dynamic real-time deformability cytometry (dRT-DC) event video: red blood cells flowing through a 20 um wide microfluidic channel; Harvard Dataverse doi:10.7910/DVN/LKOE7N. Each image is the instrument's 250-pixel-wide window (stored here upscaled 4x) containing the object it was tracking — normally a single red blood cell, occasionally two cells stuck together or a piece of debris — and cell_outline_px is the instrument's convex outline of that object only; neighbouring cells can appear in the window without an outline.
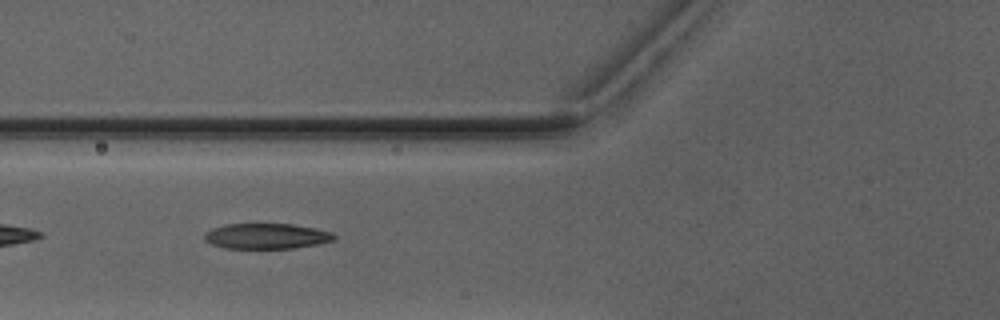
{"species": "Egyptian fruit bat (a non-hibernating species)", "species_latin": "Rousettus aegyptiacus", "temperature_condition": "warm", "stored_images_in_passage": 4, "camera_frame_rate_fps": 3000, "um_per_image_px": 0.085, "animal": {"sex": "male"}, "frame": {"image": 1, "passage_image": 2, "time_ms": 1.333, "image_size_px": [1000, 320], "cell_outline_px": [[336, 240], [316, 244], [292, 248], [224, 248], [212, 244], [204, 240], [204, 232], [212, 228], [224, 224], [292, 224], [316, 228], [332, 232], [336, 236]], "centroid_in_image_um": [22.64, 20.06], "position_along_channel_um": 103.2, "area_um2": 19.31}}
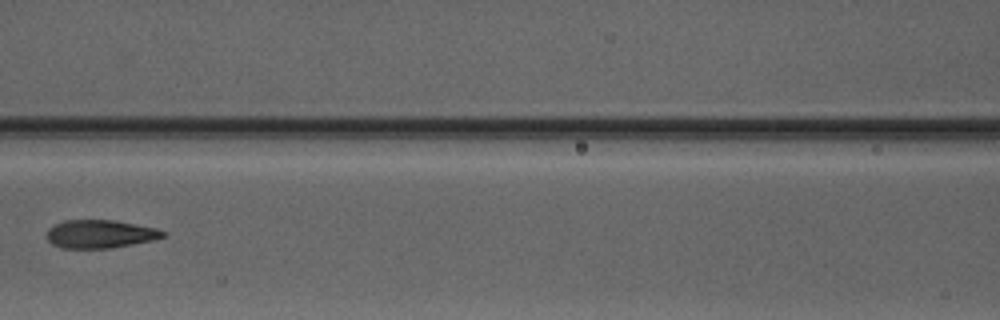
{"frame": {"image": 2, "passage_image": 3, "time_ms": 2.667, "image_size_px": [1000, 320], "cell_outline_px": [[168, 236], [152, 240], [112, 248], [64, 248], [52, 244], [48, 240], [48, 228], [52, 224], [64, 220], [112, 220], [156, 228], [168, 232]], "centroid_in_image_um": [8.52, 19.88], "position_along_channel_um": 158.1, "area_um2": 19.13}}
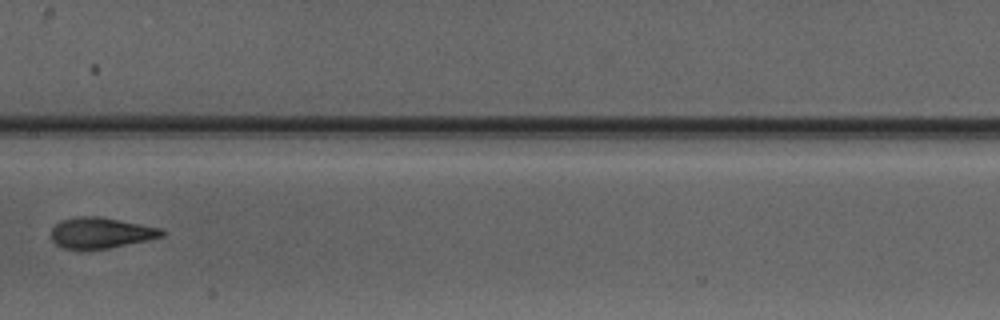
{"frame": {"image": 3, "passage_image": 4, "time_ms": 3.667, "image_size_px": [1000, 320], "cell_outline_px": [[164, 236], [108, 248], [88, 252], [64, 248], [56, 244], [52, 240], [52, 228], [56, 224], [64, 220], [80, 216], [100, 216], [160, 228], [164, 232]], "centroid_in_image_um": [8.53, 19.82], "position_along_channel_um": 198.9, "area_um2": 19.94}}